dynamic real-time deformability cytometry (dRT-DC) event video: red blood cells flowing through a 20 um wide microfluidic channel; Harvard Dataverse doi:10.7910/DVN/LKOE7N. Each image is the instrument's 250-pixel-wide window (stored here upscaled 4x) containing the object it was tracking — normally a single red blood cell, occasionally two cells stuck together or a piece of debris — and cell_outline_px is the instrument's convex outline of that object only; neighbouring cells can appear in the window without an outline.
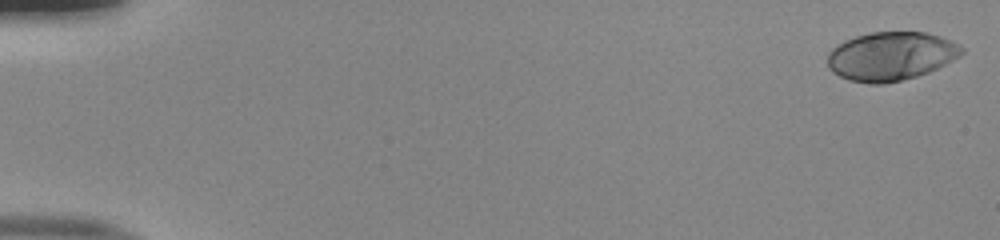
{"species": "human", "species_latin": "Homo sapiens", "temperature_condition": "room temperature", "stored_images_in_passage": 8, "camera_frame_rate_fps": 3000, "um_per_image_px": 0.085, "donor": {"sex": "male"}, "frame": {"image": 1, "passage_image": 1, "time_ms": 0.0, "image_size_px": [1000, 240], "cell_outline_px": [[964, 52], [960, 56], [928, 72], [916, 76], [884, 84], [872, 84], [848, 80], [832, 72], [828, 68], [828, 52], [832, 48], [844, 40], [868, 32], [928, 32], [940, 36], [964, 48]], "centroid_in_image_um": [75.69, 4.77], "position_along_channel_um": 9.3, "area_um2": 37.97}}